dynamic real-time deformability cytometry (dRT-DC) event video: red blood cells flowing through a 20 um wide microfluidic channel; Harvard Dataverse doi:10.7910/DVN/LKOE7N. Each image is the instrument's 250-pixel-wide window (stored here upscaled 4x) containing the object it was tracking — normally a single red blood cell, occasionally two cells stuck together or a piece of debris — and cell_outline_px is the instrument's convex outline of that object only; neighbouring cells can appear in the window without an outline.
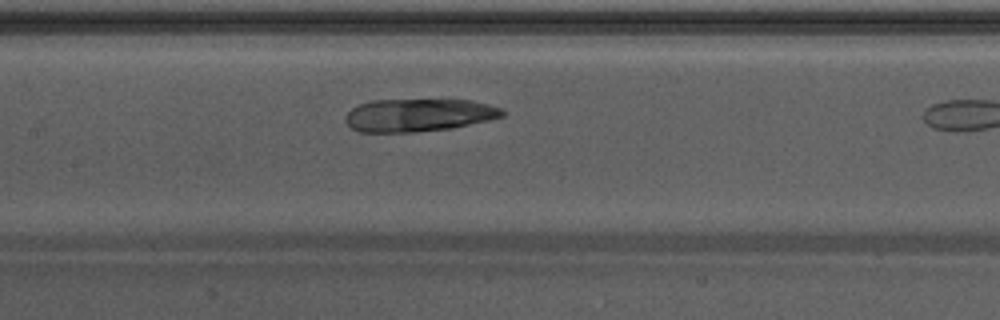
{"species": "Egyptian fruit bat (a non-hibernating species)", "species_latin": "Rousettus aegyptiacus", "temperature_condition": "warm", "stored_images_in_passage": 19, "camera_frame_rate_fps": 3000, "um_per_image_px": 0.085, "animal": {"sex": "male"}, "frame": {"image": 1, "passage_image": 11, "time_ms": 3.333, "image_size_px": [1000, 320], "cell_outline_px": [[508, 112], [504, 116], [488, 120], [452, 128], [416, 132], [360, 132], [352, 128], [344, 120], [344, 116], [352, 108], [360, 104], [372, 100], [472, 100], [500, 108]], "centroid_in_image_um": [35.58, 9.79], "position_along_channel_um": 171.8, "area_um2": 30.0}}
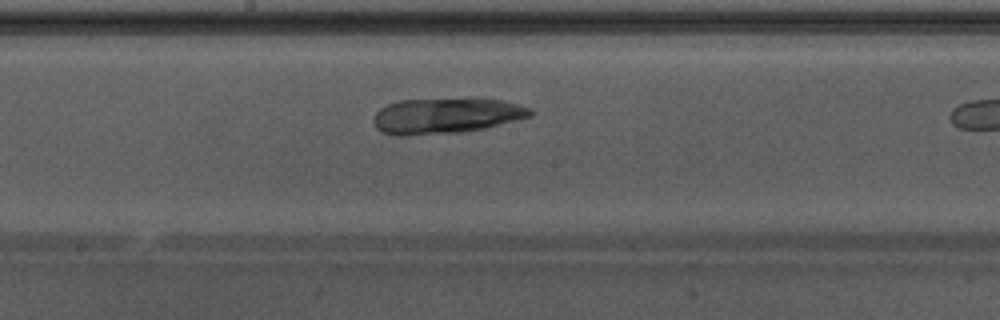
{"frame": {"image": 2, "passage_image": 14, "time_ms": 4.333, "image_size_px": [1000, 320], "cell_outline_px": [[536, 112], [532, 116], [484, 128], [460, 132], [404, 136], [396, 136], [384, 132], [376, 128], [372, 120], [372, 116], [380, 108], [388, 104], [400, 100], [500, 100], [532, 108]], "centroid_in_image_um": [37.87, 9.86], "position_along_channel_um": 210.3, "area_um2": 32.02}}